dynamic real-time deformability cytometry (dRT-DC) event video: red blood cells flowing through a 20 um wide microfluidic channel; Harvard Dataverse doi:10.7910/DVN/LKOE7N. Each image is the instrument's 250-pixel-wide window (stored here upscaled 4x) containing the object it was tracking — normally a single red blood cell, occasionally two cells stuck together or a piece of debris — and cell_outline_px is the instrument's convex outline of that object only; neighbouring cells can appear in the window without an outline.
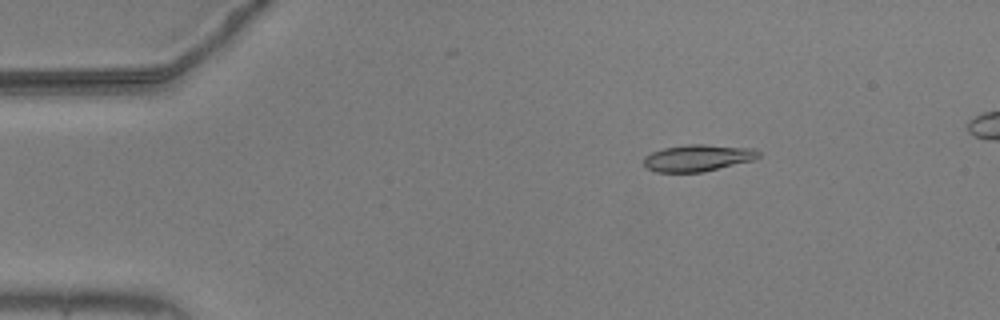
{"species": "common noctule bat (a hibernating species)", "species_latin": "Nyctalus noctula", "temperature_condition": "warm", "stored_images_in_passage": 55, "camera_frame_rate_fps": 3000, "um_per_image_px": 0.085, "animal": {"sex": "male", "body_mass_g": 20.5, "forearm_length_mm": 52.5}, "frame": {"image": 1, "passage_image": 9, "time_ms": 2.667, "image_size_px": [1000, 320], "cell_outline_px": [[760, 156], [752, 160], [704, 172], [656, 172], [648, 168], [644, 164], [644, 156], [652, 152], [664, 148], [688, 144], [704, 144], [756, 148], [760, 152]], "centroid_in_image_um": [59.33, 13.42], "position_along_channel_um": 25.7, "area_um2": 17.92}}
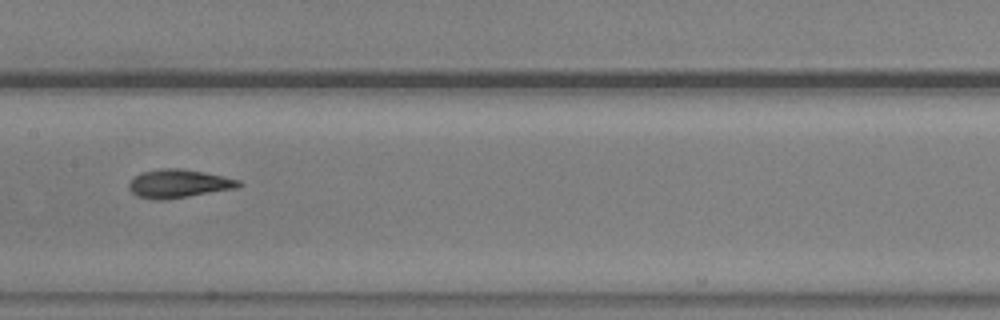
{"frame": {"image": 2, "passage_image": 28, "time_ms": 9.0, "image_size_px": [1000, 320], "cell_outline_px": [[244, 184], [236, 188], [168, 200], [152, 200], [136, 196], [128, 188], [128, 184], [140, 172], [160, 168], [180, 168], [204, 172], [240, 180]], "centroid_in_image_um": [15.17, 15.62], "position_along_channel_um": 192.2, "area_um2": 18.38}}
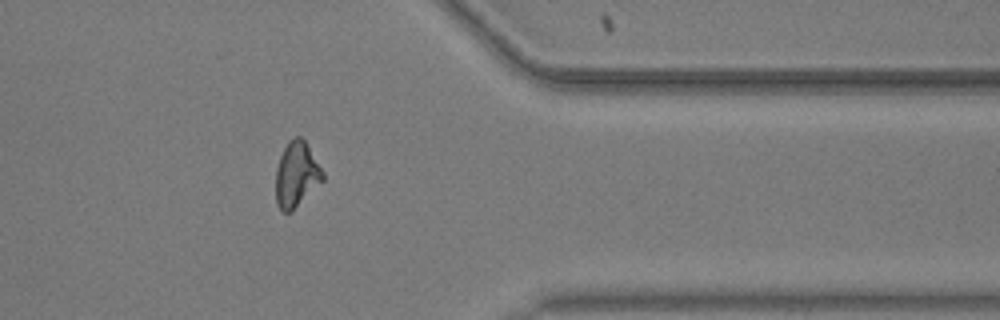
{"frame": {"image": 3, "passage_image": 45, "time_ms": 14.667, "image_size_px": [1000, 320], "cell_outline_px": [[324, 180], [292, 212], [284, 212], [276, 204], [276, 168], [280, 156], [288, 140], [296, 136], [300, 136], [304, 140], [324, 172]], "centroid_in_image_um": [25.2, 14.85], "position_along_channel_um": 386.2, "area_um2": 17.92}}